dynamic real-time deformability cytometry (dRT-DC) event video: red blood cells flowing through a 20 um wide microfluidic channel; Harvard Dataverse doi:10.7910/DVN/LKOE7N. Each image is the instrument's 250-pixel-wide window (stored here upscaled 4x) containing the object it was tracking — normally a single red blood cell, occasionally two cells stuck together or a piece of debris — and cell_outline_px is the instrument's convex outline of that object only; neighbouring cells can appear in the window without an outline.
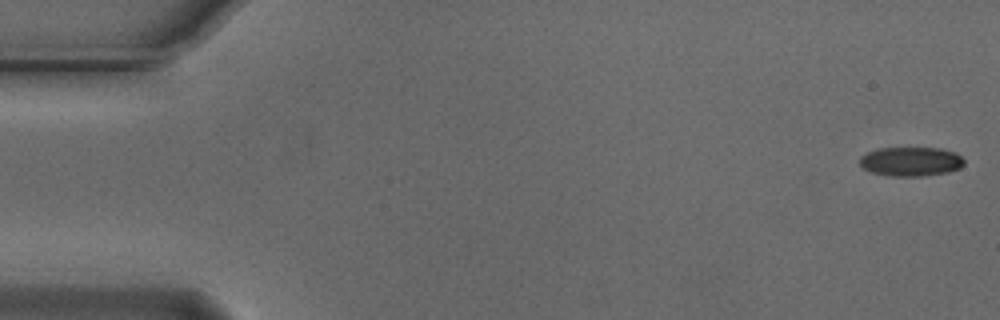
{"species": "Egyptian fruit bat (a non-hibernating species)", "species_latin": "Rousettus aegyptiacus", "temperature_condition": "cold", "stored_images_in_passage": 55, "camera_frame_rate_fps": 3000, "um_per_image_px": 0.085, "animal": {"sex": "male"}, "frame": {"image": 1, "passage_image": 1, "time_ms": 0.0, "image_size_px": [1000, 320], "cell_outline_px": [[964, 164], [960, 168], [948, 172], [920, 176], [892, 176], [872, 172], [864, 168], [860, 164], [860, 156], [868, 152], [880, 148], [940, 148], [956, 152], [964, 160]], "centroid_in_image_um": [77.44, 13.72], "position_along_channel_um": 7.6, "area_um2": 17.69}}
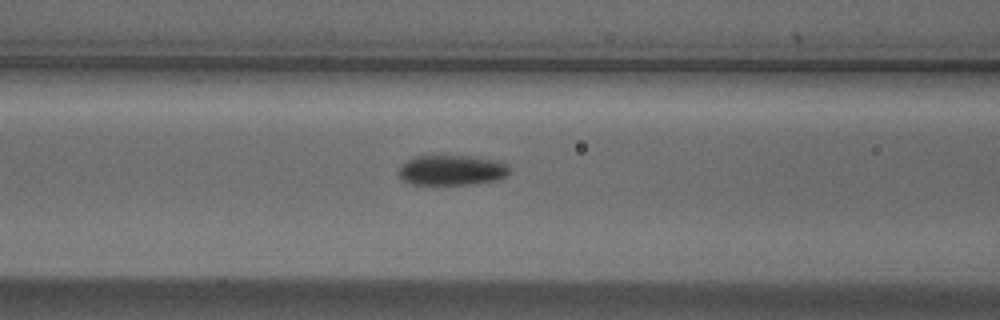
{"frame": {"image": 2, "passage_image": 22, "time_ms": 7.0, "image_size_px": [1000, 320], "cell_outline_px": [[508, 176], [500, 180], [476, 184], [412, 184], [404, 180], [396, 172], [400, 164], [416, 156], [468, 156], [496, 160], [508, 164]], "centroid_in_image_um": [38.41, 14.47], "position_along_channel_um": 128.2, "area_um2": 19.65}}
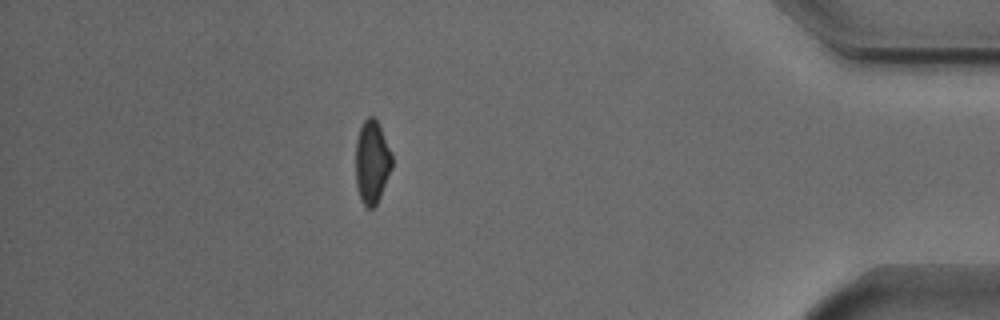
{"frame": {"image": 3, "passage_image": 48, "time_ms": 15.667, "image_size_px": [1000, 320], "cell_outline_px": [[392, 168], [380, 196], [376, 204], [372, 208], [368, 208], [360, 200], [356, 184], [356, 140], [360, 128], [364, 120], [368, 116], [372, 116], [380, 124], [392, 156]], "centroid_in_image_um": [31.61, 13.76], "position_along_channel_um": 403.6, "area_um2": 17.57}, "authors_computed_cell_mechanics": {"area_um2": 19.074, "velocity_mm_per_s": 3.7359, "shape_relaxation_time_tau1_ms": 3.2116, "shape_relaxation_time_tau2_ms": 6.0222, "deformation_change_tau1": 0.1014, "deformation_change_tau2": 0.0955}}